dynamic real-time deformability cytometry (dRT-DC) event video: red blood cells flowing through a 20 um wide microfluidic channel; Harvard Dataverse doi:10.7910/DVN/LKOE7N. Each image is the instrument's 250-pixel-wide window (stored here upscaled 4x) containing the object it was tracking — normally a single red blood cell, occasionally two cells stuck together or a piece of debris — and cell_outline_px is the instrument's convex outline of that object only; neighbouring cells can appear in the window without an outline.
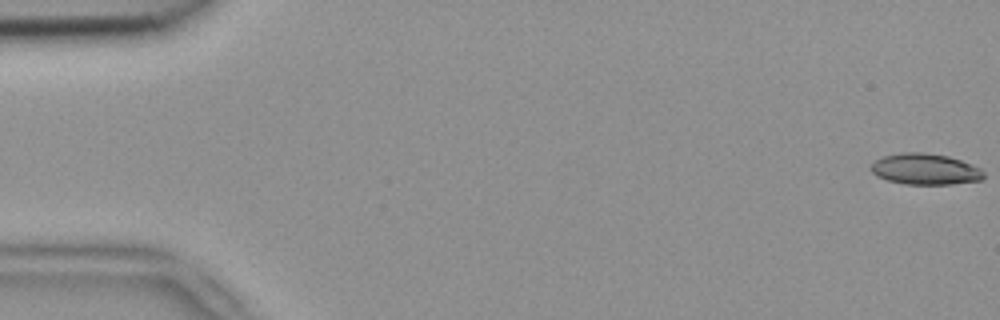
{"species": "common noctule bat (a hibernating species)", "species_latin": "Nyctalus noctula", "temperature_condition": "room temperature", "stored_images_in_passage": 8, "camera_frame_rate_fps": 3000, "um_per_image_px": 0.085, "animal": {"sex": "female", "body_mass_g": 18.4}, "frame": {"image": 1, "passage_image": 1, "time_ms": 0.0, "image_size_px": [1000, 320], "cell_outline_px": [[984, 176], [980, 180], [952, 184], [904, 184], [888, 180], [876, 176], [868, 168], [876, 160], [884, 156], [900, 152], [924, 152], [948, 156], [960, 160], [980, 168], [984, 172]], "centroid_in_image_um": [78.61, 14.37], "position_along_channel_um": 6.4, "area_um2": 20.4}}
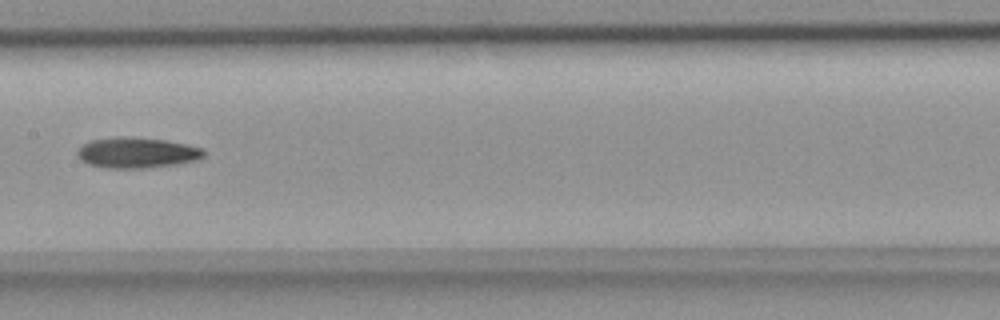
{"frame": {"image": 2, "passage_image": 8, "time_ms": 2.333, "image_size_px": [1000, 320], "cell_outline_px": [[204, 156], [200, 160], [180, 164], [148, 168], [104, 168], [88, 164], [80, 160], [76, 156], [76, 152], [84, 144], [92, 140], [116, 136], [120, 136], [164, 140], [204, 148]], "centroid_in_image_um": [11.64, 13.0], "position_along_channel_um": 195.8, "area_um2": 22.77}}